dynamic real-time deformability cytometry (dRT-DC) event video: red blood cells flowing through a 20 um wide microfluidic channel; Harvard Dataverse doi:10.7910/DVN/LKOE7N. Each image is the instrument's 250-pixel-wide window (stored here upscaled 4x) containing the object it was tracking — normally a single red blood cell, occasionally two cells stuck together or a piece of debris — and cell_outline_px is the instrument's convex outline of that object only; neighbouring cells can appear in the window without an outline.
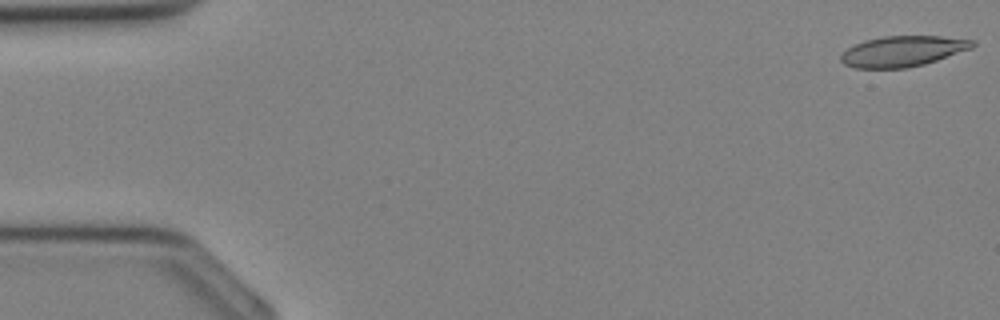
{"species": "Egyptian fruit bat (a non-hibernating species)", "species_latin": "Rousettus aegyptiacus", "temperature_condition": "cold", "stored_images_in_passage": 35, "camera_frame_rate_fps": 3000, "um_per_image_px": 0.085, "animal": {"sex": "female"}, "frame": {"image": 1, "passage_image": 1, "time_ms": 0.0, "image_size_px": [1000, 320], "cell_outline_px": [[976, 44], [972, 48], [924, 64], [908, 68], [856, 68], [844, 64], [840, 60], [840, 56], [848, 48], [864, 40], [884, 36], [940, 36], [976, 40]], "centroid_in_image_um": [76.74, 4.35], "position_along_channel_um": 8.3, "area_um2": 23.41}}
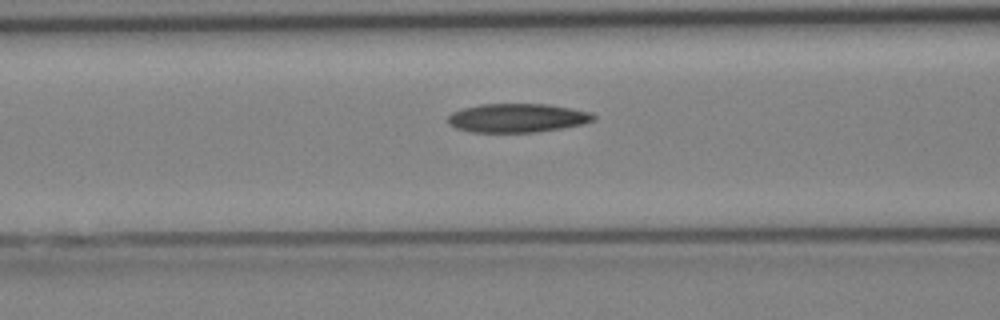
{"frame": {"image": 2, "passage_image": 14, "time_ms": 4.333, "image_size_px": [1000, 320], "cell_outline_px": [[596, 120], [584, 124], [536, 132], [472, 132], [456, 128], [448, 124], [448, 116], [452, 112], [464, 108], [480, 104], [548, 104], [588, 112], [596, 116]], "centroid_in_image_um": [43.95, 10.03], "position_along_channel_um": 122.6, "area_um2": 24.33}}
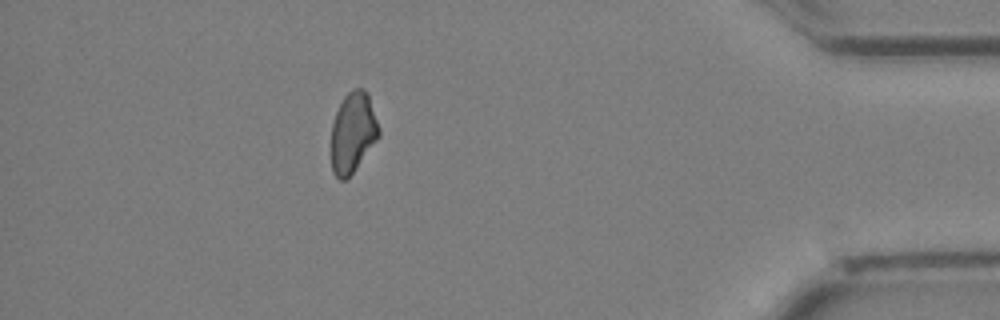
{"frame": {"image": 3, "passage_image": 31, "time_ms": 10.0, "image_size_px": [1000, 320], "cell_outline_px": [[380, 136], [356, 168], [344, 180], [340, 180], [332, 172], [332, 124], [336, 112], [344, 96], [352, 88], [364, 88], [368, 92], [380, 128]], "centroid_in_image_um": [30.02, 11.22], "position_along_channel_um": 405.2, "area_um2": 22.31}}